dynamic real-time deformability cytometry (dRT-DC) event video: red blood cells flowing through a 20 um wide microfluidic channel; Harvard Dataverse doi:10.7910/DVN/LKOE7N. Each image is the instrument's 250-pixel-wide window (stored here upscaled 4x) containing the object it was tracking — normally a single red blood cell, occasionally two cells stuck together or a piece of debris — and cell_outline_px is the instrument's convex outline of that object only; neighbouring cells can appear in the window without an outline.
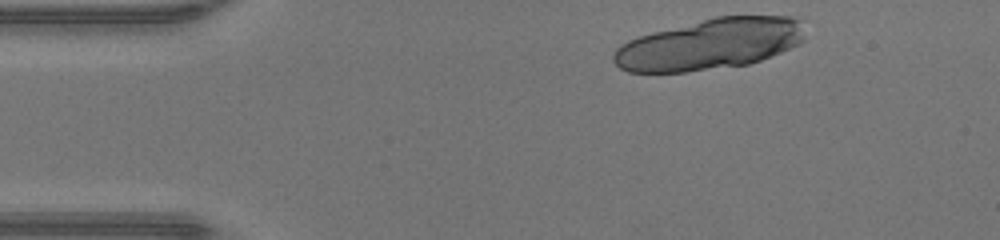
{"species": "human", "species_latin": "Homo sapiens", "temperature_condition": "warm", "stored_images_in_passage": 21, "segment_of_instrument_passage": [1, 2], "camera_frame_rate_fps": 3000, "um_per_image_px": 0.085, "donor": {"sex": "male"}, "frame": {"image": 1, "passage_image": 1, "time_ms": 0.0, "image_size_px": [1000, 240], "cell_outline_px": [[804, 40], [800, 44], [760, 60], [748, 64], [684, 72], [628, 72], [620, 68], [612, 60], [612, 52], [620, 44], [628, 40], [652, 32], [716, 16], [792, 16], [800, 20], [804, 36]], "centroid_in_image_um": [60.31, 3.75], "position_along_channel_um": 24.7, "area_um2": 56.76}}